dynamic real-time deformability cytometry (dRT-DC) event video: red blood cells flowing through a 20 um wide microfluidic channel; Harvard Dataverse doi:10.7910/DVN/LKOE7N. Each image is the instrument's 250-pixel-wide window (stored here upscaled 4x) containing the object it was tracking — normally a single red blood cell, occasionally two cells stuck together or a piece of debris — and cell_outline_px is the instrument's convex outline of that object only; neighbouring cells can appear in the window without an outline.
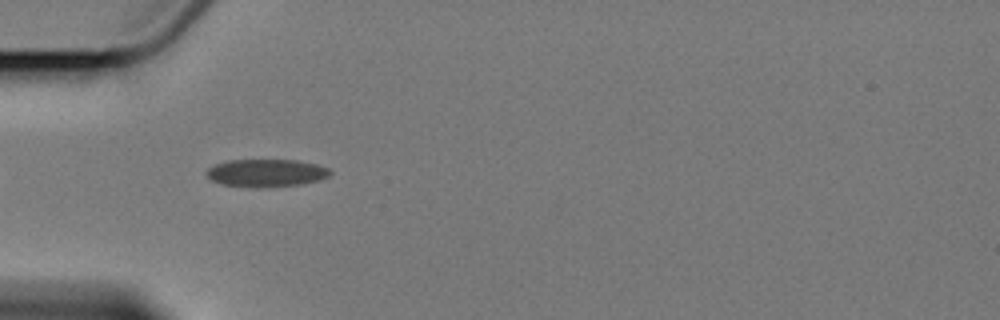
{"species": "Egyptian fruit bat (a non-hibernating species)", "species_latin": "Rousettus aegyptiacus", "temperature_condition": "cold", "stored_images_in_passage": 4, "camera_frame_rate_fps": 3000, "um_per_image_px": 0.085, "animal": {"sex": "female"}, "frame": {"image": 1, "passage_image": 3, "time_ms": 5.667, "image_size_px": [1000, 320], "cell_outline_px": [[332, 172], [328, 176], [320, 180], [300, 184], [268, 188], [252, 188], [224, 184], [212, 180], [204, 172], [208, 168], [216, 164], [228, 160], [296, 160], [316, 164], [328, 168]], "centroid_in_image_um": [22.63, 14.71], "position_along_channel_um": 62.4, "area_um2": 20.06}}
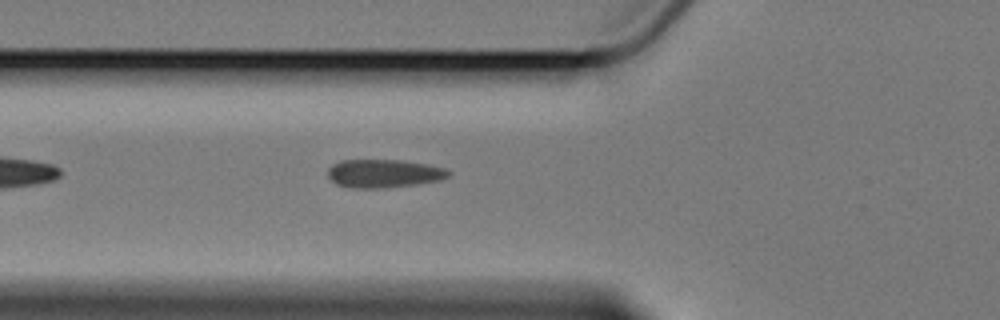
{"frame": {"image": 2, "passage_image": 4, "time_ms": 6.667, "image_size_px": [1000, 320], "cell_outline_px": [[452, 172], [448, 176], [440, 180], [416, 184], [384, 188], [352, 188], [336, 184], [328, 176], [328, 168], [332, 164], [340, 160], [404, 160], [428, 164], [444, 168]], "centroid_in_image_um": [32.62, 14.74], "position_along_channel_um": 93.2, "area_um2": 20.0}}